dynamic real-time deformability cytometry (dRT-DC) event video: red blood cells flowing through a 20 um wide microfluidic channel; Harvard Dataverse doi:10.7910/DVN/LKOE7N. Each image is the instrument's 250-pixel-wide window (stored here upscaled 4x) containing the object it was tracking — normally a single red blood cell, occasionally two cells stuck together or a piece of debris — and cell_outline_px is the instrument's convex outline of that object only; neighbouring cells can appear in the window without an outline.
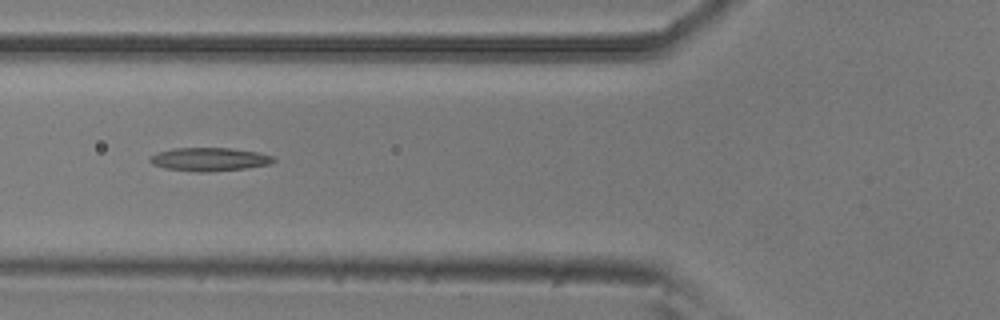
{"species": "common noctule bat (a hibernating species)", "species_latin": "Nyctalus noctula", "temperature_condition": "room temperature", "stored_images_in_passage": 34, "camera_frame_rate_fps": 3000, "um_per_image_px": 0.085, "animal": {"sex": "male", "body_mass_g": 20.5, "forearm_length_mm": 52.5}, "frame": {"image": 1, "passage_image": 5, "time_ms": 1.333, "image_size_px": [1000, 320], "cell_outline_px": [[276, 160], [268, 164], [244, 168], [208, 172], [200, 172], [164, 168], [152, 164], [148, 160], [156, 152], [172, 148], [228, 148], [260, 152], [272, 156]], "centroid_in_image_um": [17.76, 13.53], "position_along_channel_um": 108.0, "area_um2": 16.76}}
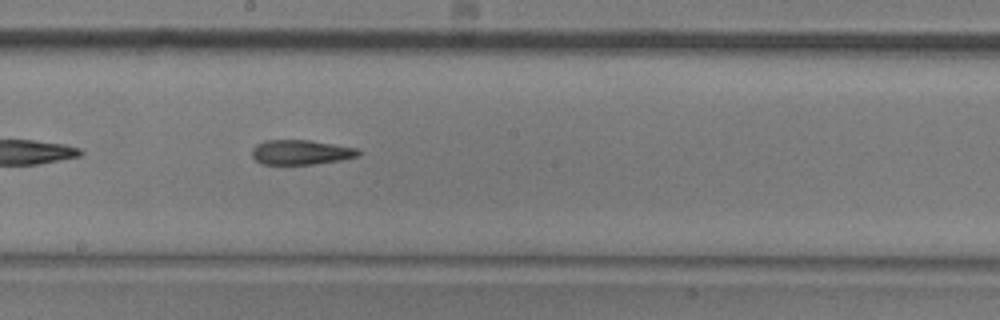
{"frame": {"image": 2, "passage_image": 14, "time_ms": 4.333, "image_size_px": [1000, 320], "cell_outline_px": [[360, 152], [356, 156], [340, 160], [316, 164], [260, 164], [252, 156], [252, 148], [256, 144], [264, 140], [308, 140], [356, 148]], "centroid_in_image_um": [25.51, 12.94], "position_along_channel_um": 222.7, "area_um2": 15.2}}
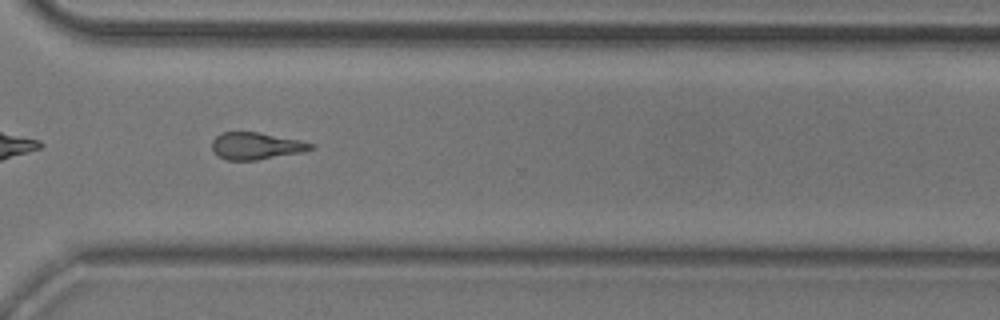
{"frame": {"image": 3, "passage_image": 24, "time_ms": 7.667, "image_size_px": [1000, 320], "cell_outline_px": [[316, 148], [300, 152], [256, 160], [228, 160], [220, 156], [212, 148], [212, 140], [220, 132], [256, 132], [300, 140], [316, 144]], "centroid_in_image_um": [21.78, 12.39], "position_along_channel_um": 348.8, "area_um2": 15.37}, "authors_computed_cell_mechanics": {"area_um2": 15.6638, "velocity_mm_per_s": 3.8019, "shape_relaxation_time_tau1_ms": null, "shape_relaxation_time_tau2_ms": 2.8428, "deformation_change_tau1": null, "deformation_change_tau2": 0.1451}}